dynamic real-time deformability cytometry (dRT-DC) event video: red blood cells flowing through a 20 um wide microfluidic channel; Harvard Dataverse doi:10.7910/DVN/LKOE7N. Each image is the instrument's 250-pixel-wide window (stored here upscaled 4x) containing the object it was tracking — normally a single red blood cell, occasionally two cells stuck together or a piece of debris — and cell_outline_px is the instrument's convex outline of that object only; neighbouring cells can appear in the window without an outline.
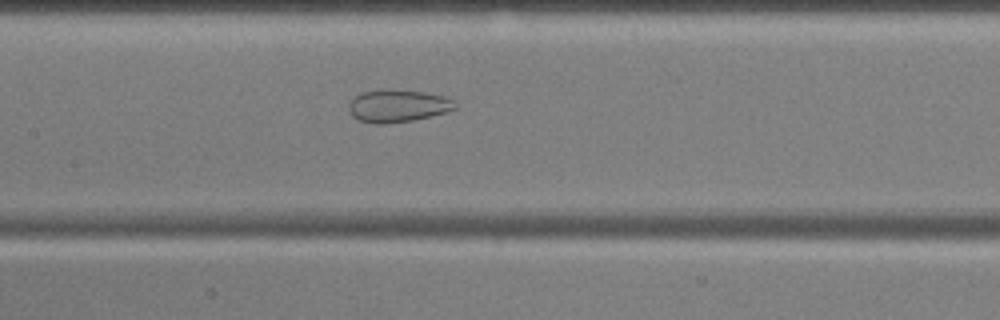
{"species": "common noctule bat (a hibernating species)", "species_latin": "Nyctalus noctula", "temperature_condition": "cold", "stored_images_in_passage": 55, "camera_frame_rate_fps": 3000, "um_per_image_px": 0.085, "animal": {"sex": "male", "body_mass_g": 17.9, "forearm_length_mm": 54.2}, "frame": {"image": 1, "passage_image": 25, "time_ms": 8.0, "image_size_px": [1000, 320], "cell_outline_px": [[456, 108], [448, 112], [412, 120], [388, 124], [372, 124], [356, 120], [352, 116], [348, 108], [348, 104], [360, 92], [424, 92], [444, 96], [452, 100], [456, 104]], "centroid_in_image_um": [33.8, 9.06], "position_along_channel_um": 173.6, "area_um2": 19.54}}
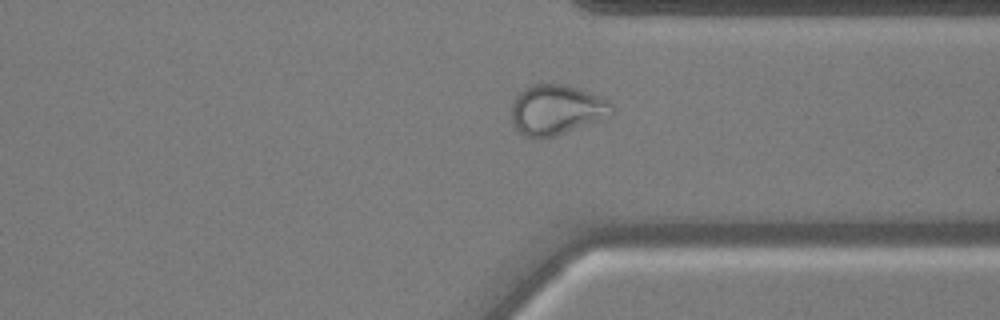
{"frame": {"image": 2, "passage_image": 41, "time_ms": 13.333, "image_size_px": [1000, 320], "cell_outline_px": [[616, 112], [612, 116], [556, 136], [524, 136], [512, 124], [512, 104], [516, 96], [524, 88], [540, 80], [568, 84], [608, 100], [616, 108]], "centroid_in_image_um": [47.33, 9.28], "position_along_channel_um": 364.1, "area_um2": 29.88}}
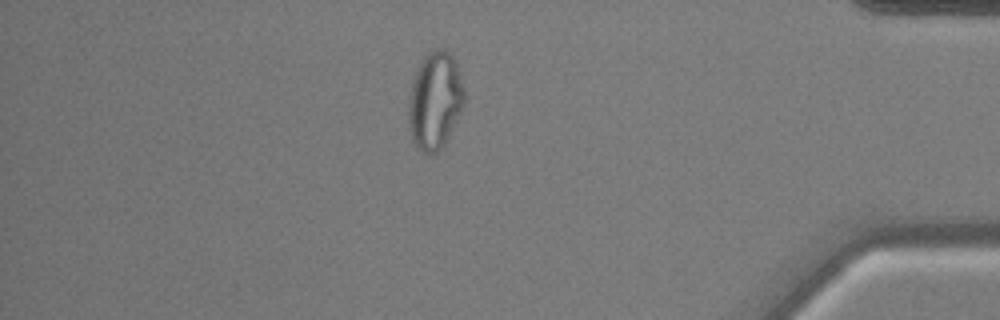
{"frame": {"image": 3, "passage_image": 47, "time_ms": 15.333, "image_size_px": [1000, 320], "cell_outline_px": [[464, 100], [460, 112], [444, 144], [436, 152], [424, 152], [416, 148], [412, 140], [408, 128], [408, 96], [412, 80], [424, 56], [428, 52], [436, 48], [444, 48], [452, 56], [456, 64], [464, 88]], "centroid_in_image_um": [36.93, 8.54], "position_along_channel_um": 398.3, "area_um2": 31.5}}